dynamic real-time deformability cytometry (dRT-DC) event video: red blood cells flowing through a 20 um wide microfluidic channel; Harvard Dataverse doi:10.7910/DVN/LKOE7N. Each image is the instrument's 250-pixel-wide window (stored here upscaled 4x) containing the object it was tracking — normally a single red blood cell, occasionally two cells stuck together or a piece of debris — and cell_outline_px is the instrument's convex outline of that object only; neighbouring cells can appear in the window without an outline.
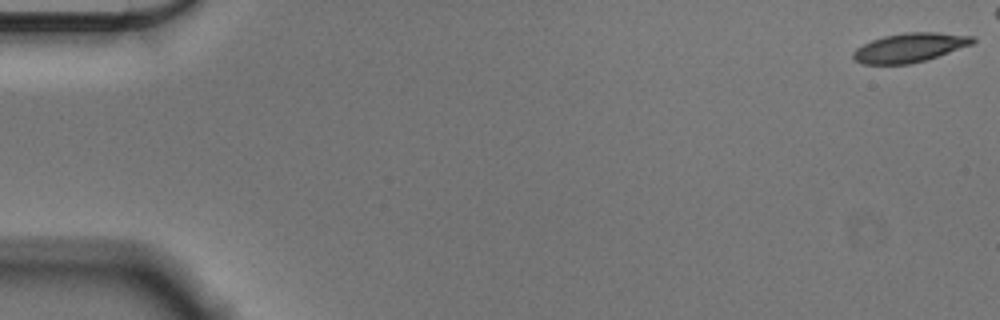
{"species": "Egyptian fruit bat (a non-hibernating species)", "species_latin": "Rousettus aegyptiacus", "temperature_condition": "cold", "stored_images_in_passage": 50, "camera_frame_rate_fps": 3000, "um_per_image_px": 0.085, "animal": {"sex": "male"}, "frame": {"image": 1, "passage_image": 1, "time_ms": 0.0, "image_size_px": [1000, 320], "cell_outline_px": [[976, 40], [972, 44], [924, 60], [908, 64], [860, 64], [852, 60], [852, 52], [856, 48], [872, 40], [884, 36], [904, 32], [936, 32], [972, 36]], "centroid_in_image_um": [77.26, 4.05], "position_along_channel_um": 7.7, "area_um2": 20.11}}
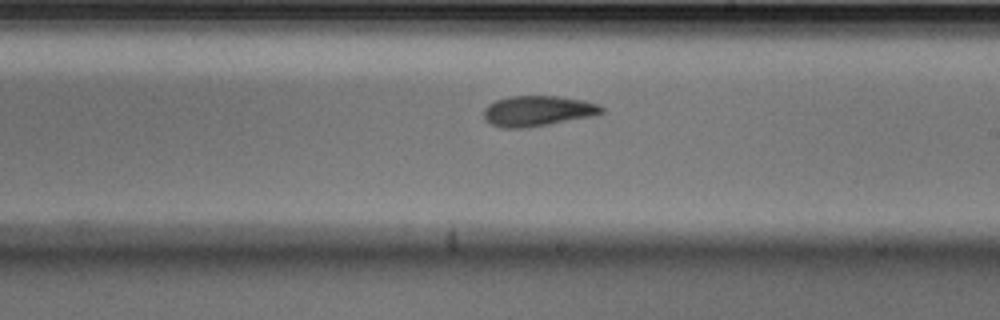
{"frame": {"image": 2, "passage_image": 33, "time_ms": 10.667, "image_size_px": [1000, 320], "cell_outline_px": [[604, 112], [592, 116], [548, 124], [520, 128], [500, 128], [484, 120], [484, 108], [488, 104], [496, 100], [508, 96], [560, 96], [584, 100], [600, 104], [604, 108]], "centroid_in_image_um": [45.7, 9.42], "position_along_channel_um": 243.3, "area_um2": 20.98}}
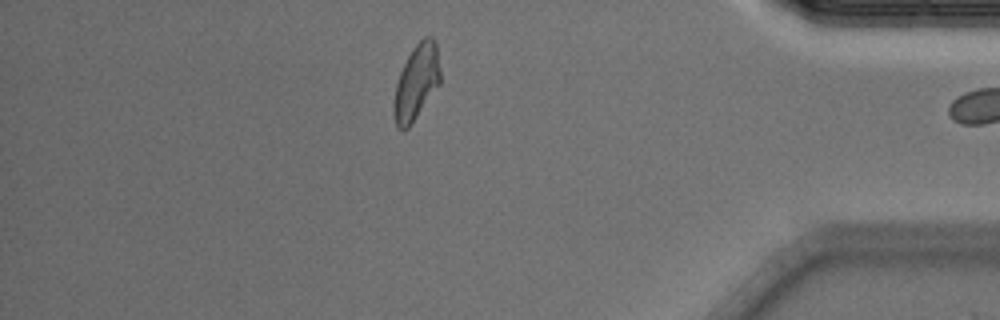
{"frame": {"image": 3, "passage_image": 49, "time_ms": 16.0, "image_size_px": [1000, 320], "cell_outline_px": [[440, 84], [408, 128], [396, 128], [392, 116], [392, 104], [396, 84], [400, 72], [412, 48], [424, 36], [432, 36], [436, 40], [440, 72]], "centroid_in_image_um": [35.38, 6.99], "position_along_channel_um": 399.8, "area_um2": 20.52}}